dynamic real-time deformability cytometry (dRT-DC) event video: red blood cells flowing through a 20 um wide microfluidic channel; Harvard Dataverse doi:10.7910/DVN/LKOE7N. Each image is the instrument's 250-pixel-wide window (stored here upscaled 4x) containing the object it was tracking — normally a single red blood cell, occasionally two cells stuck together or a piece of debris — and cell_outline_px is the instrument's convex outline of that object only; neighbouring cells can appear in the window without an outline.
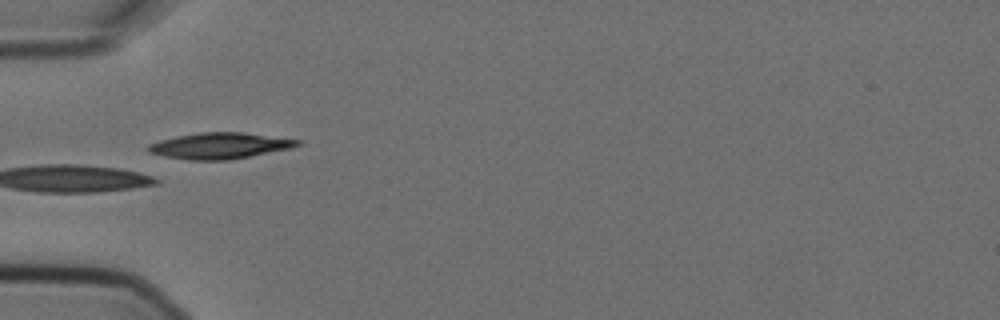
{"species": "Egyptian fruit bat (a non-hibernating species)", "species_latin": "Rousettus aegyptiacus", "temperature_condition": "cold", "stored_images_in_passage": 8, "camera_frame_rate_fps": 3000, "um_per_image_px": 0.085, "animal": {"sex": "female"}, "frame": {"image": 1, "passage_image": 5, "time_ms": 1.333, "image_size_px": [1000, 320], "cell_outline_px": [[300, 144], [292, 148], [228, 160], [188, 160], [164, 156], [148, 152], [144, 148], [148, 144], [160, 140], [200, 132], [240, 132], [300, 140]], "centroid_in_image_um": [18.63, 12.39], "position_along_channel_um": 66.4, "area_um2": 22.48}}
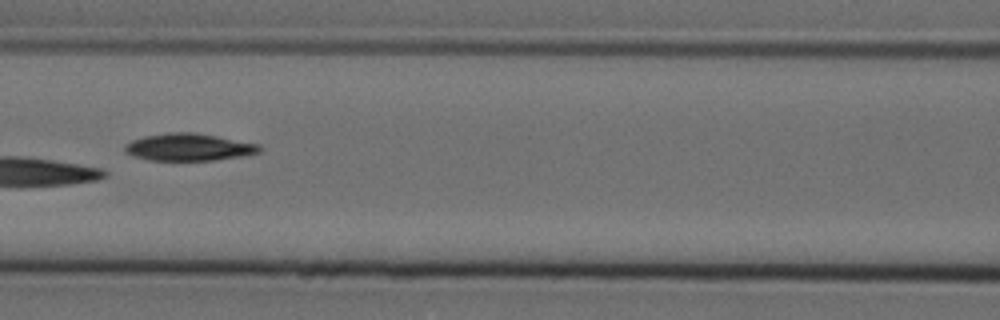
{"frame": {"image": 2, "passage_image": 7, "time_ms": 2.0, "image_size_px": [1000, 320], "cell_outline_px": [[264, 148], [260, 152], [244, 156], [212, 160], [148, 160], [132, 156], [124, 152], [124, 144], [132, 140], [144, 136], [168, 132], [196, 132], [260, 144]], "centroid_in_image_um": [16.05, 12.5], "position_along_channel_um": 150.5, "area_um2": 21.68}}